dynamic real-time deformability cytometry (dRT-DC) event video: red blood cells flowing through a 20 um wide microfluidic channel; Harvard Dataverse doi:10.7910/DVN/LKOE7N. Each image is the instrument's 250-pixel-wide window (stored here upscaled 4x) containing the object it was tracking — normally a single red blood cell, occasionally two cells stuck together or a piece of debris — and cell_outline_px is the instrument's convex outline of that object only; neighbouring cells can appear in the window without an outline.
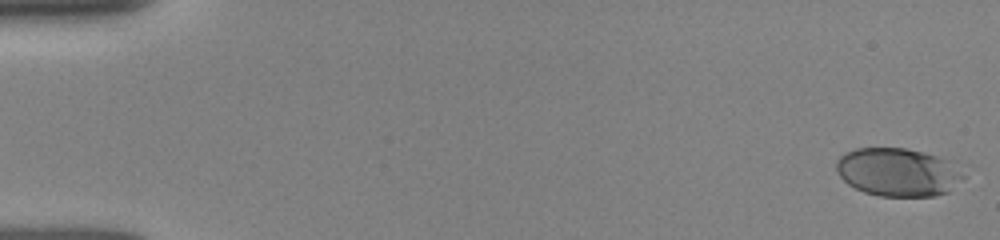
{"species": "human", "species_latin": "Homo sapiens", "temperature_condition": "room temperature", "stored_images_in_passage": 51, "camera_frame_rate_fps": 3000, "um_per_image_px": 0.085, "donor": {"sex": "female"}, "frame": {"image": 1, "passage_image": 1, "time_ms": 0.0, "image_size_px": [1000, 240], "cell_outline_px": [[964, 176], [948, 192], [936, 196], [880, 196], [864, 192], [848, 184], [840, 176], [836, 168], [836, 160], [844, 152], [856, 148], [904, 148], [924, 152], [936, 156], [944, 160], [964, 172]], "centroid_in_image_um": [76.27, 14.63], "position_along_channel_um": 8.7, "area_um2": 35.43}}
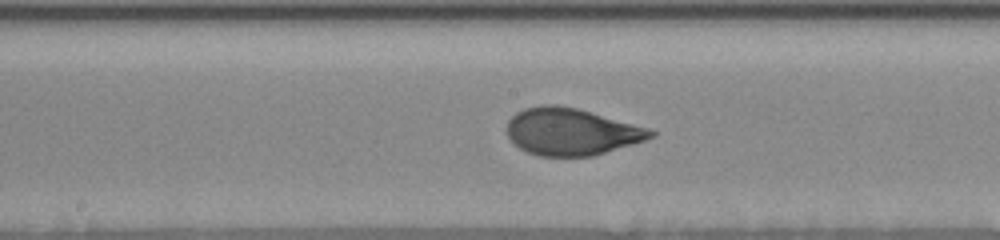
{"frame": {"image": 2, "passage_image": 27, "time_ms": 8.667, "image_size_px": [1000, 240], "cell_outline_px": [[656, 136], [632, 144], [592, 156], [540, 156], [528, 152], [512, 144], [508, 136], [508, 120], [516, 112], [524, 108], [540, 104], [556, 104], [576, 108], [648, 128], [656, 132]], "centroid_in_image_um": [48.52, 11.19], "position_along_channel_um": 199.7, "area_um2": 39.19}}
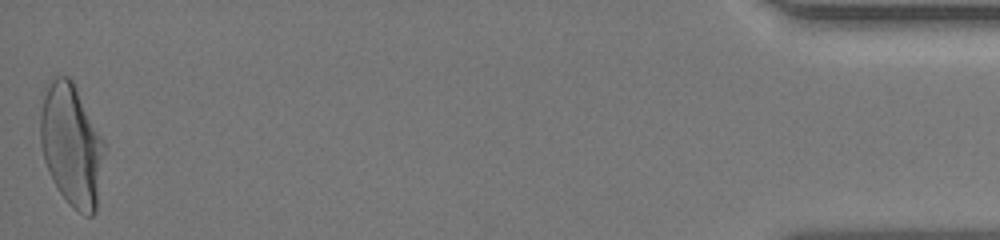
{"frame": {"image": 3, "passage_image": 51, "time_ms": 16.667, "image_size_px": [1000, 240], "cell_outline_px": [[104, 152], [96, 212], [92, 216], [84, 216], [72, 208], [68, 204], [60, 192], [44, 160], [40, 144], [40, 112], [48, 80], [52, 76], [68, 76], [72, 80], [104, 140]], "centroid_in_image_um": [6.07, 12.33], "position_along_channel_um": 429.1, "area_um2": 45.43}, "authors_computed_cell_mechanics": {"area_um2": 39.0728, "velocity_mm_per_s": 3.9472, "shape_relaxation_time_tau1_ms": 3.8247, "shape_relaxation_time_tau2_ms": null, "deformation_change_tau1": 0.1804, "deformation_change_tau2": null}}